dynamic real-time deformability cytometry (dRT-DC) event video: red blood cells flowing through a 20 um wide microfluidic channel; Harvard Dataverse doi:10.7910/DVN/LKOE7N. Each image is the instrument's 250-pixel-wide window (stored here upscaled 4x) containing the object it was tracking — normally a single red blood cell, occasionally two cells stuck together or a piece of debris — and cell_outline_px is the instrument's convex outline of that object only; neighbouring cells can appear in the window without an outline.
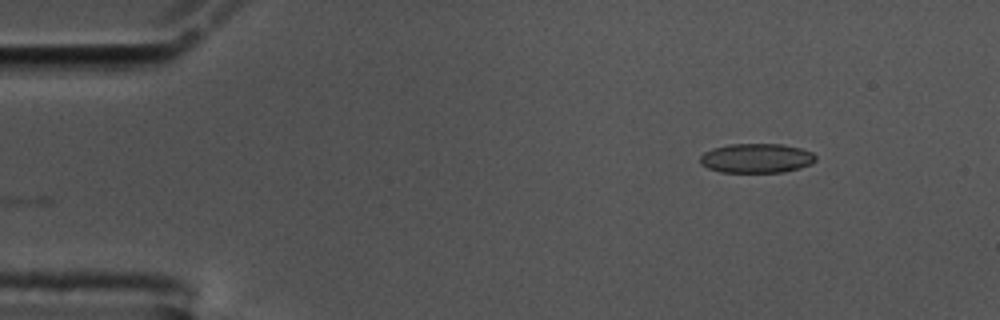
{"species": "common noctule bat (a hibernating species)", "species_latin": "Nyctalus noctula", "temperature_condition": "cold", "stored_images_in_passage": 39, "camera_frame_rate_fps": 3000, "um_per_image_px": 0.085, "animal": {"sex": "male", "body_mass_g": 17.5, "forearm_length_mm": 52.3}, "frame": {"image": 1, "passage_image": 1, "time_ms": 0.0, "image_size_px": [1000, 320], "cell_outline_px": [[816, 160], [812, 164], [800, 168], [784, 172], [720, 172], [708, 168], [700, 164], [700, 156], [704, 152], [712, 148], [732, 144], [784, 144], [800, 148], [812, 152], [816, 156]], "centroid_in_image_um": [64.31, 13.45], "position_along_channel_um": 20.7, "area_um2": 19.94}}
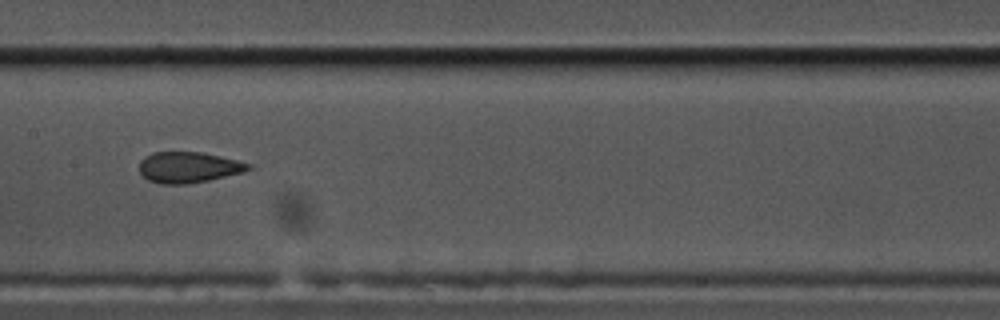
{"frame": {"image": 2, "passage_image": 22, "time_ms": 7.0, "image_size_px": [1000, 320], "cell_outline_px": [[252, 168], [240, 172], [208, 180], [188, 184], [160, 184], [148, 180], [140, 172], [140, 160], [144, 156], [152, 152], [204, 152], [252, 164]], "centroid_in_image_um": [15.98, 14.21], "position_along_channel_um": 191.4, "area_um2": 19.54}}
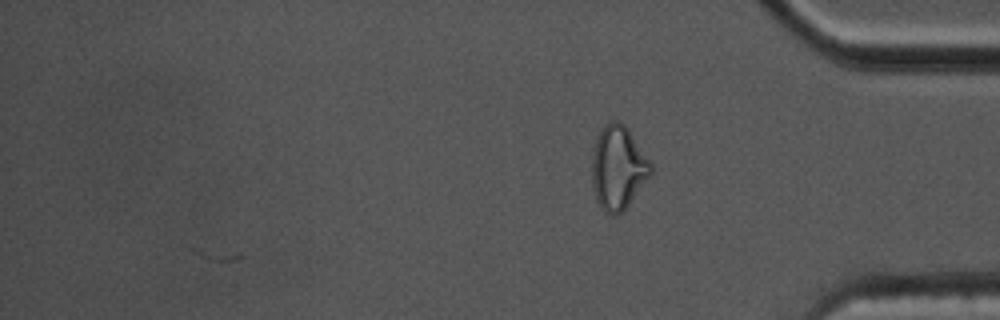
{"frame": {"image": 3, "passage_image": 39, "time_ms": 12.667, "image_size_px": [1000, 320], "cell_outline_px": [[652, 176], [624, 212], [620, 216], [608, 216], [600, 208], [596, 200], [592, 184], [592, 152], [596, 140], [604, 124], [608, 120], [616, 120], [624, 124], [628, 128], [652, 164]], "centroid_in_image_um": [52.55, 14.32], "position_along_channel_um": 382.7, "area_um2": 29.54}, "authors_computed_cell_mechanics": {"area_um2": 19.8254, "velocity_mm_per_s": 3.5704, "shape_relaxation_time_tau1_ms": 9.6741, "shape_relaxation_time_tau2_ms": 1.6165, "deformation_change_tau1": 0.1681, "deformation_change_tau2": 0.0901}}